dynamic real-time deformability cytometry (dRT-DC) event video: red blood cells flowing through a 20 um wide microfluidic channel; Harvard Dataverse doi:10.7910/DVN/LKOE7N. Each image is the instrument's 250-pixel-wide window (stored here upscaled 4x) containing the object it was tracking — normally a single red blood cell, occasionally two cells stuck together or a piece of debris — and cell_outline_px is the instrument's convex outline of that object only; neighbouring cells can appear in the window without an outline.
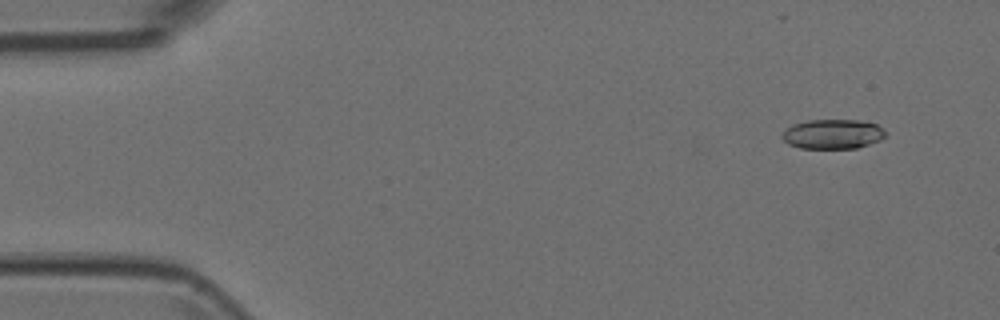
{"species": "Egyptian fruit bat (a non-hibernating species)", "species_latin": "Rousettus aegyptiacus", "temperature_condition": "room temperature", "stored_images_in_passage": 7, "camera_frame_rate_fps": 3000, "um_per_image_px": 0.085, "animal": {"sex": "female"}, "frame": {"image": 1, "passage_image": 2, "time_ms": 0.333, "image_size_px": [1000, 320], "cell_outline_px": [[884, 136], [880, 140], [856, 148], [800, 148], [788, 144], [780, 136], [792, 124], [808, 120], [860, 120], [876, 124], [884, 132]], "centroid_in_image_um": [70.74, 11.39], "position_along_channel_um": 14.3, "area_um2": 17.63}}
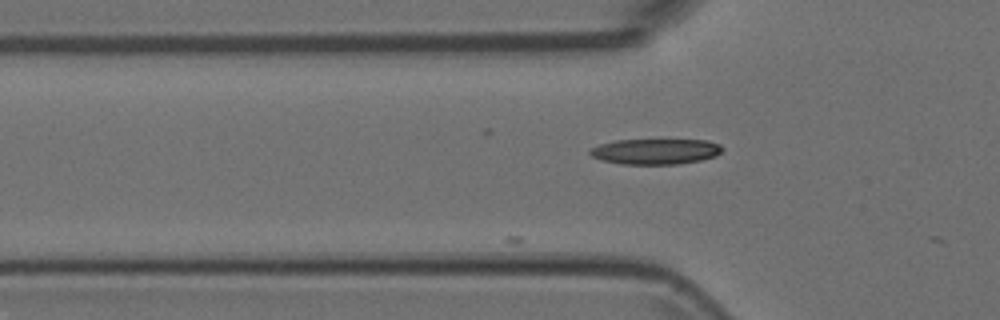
{"frame": {"image": 2, "passage_image": 6, "time_ms": 1.667, "image_size_px": [1000, 320], "cell_outline_px": [[724, 148], [716, 156], [700, 160], [680, 164], [620, 164], [600, 160], [592, 156], [588, 152], [588, 148], [600, 144], [616, 140], [708, 140], [720, 144]], "centroid_in_image_um": [55.69, 12.87], "position_along_channel_um": 70.1, "area_um2": 19.88}}